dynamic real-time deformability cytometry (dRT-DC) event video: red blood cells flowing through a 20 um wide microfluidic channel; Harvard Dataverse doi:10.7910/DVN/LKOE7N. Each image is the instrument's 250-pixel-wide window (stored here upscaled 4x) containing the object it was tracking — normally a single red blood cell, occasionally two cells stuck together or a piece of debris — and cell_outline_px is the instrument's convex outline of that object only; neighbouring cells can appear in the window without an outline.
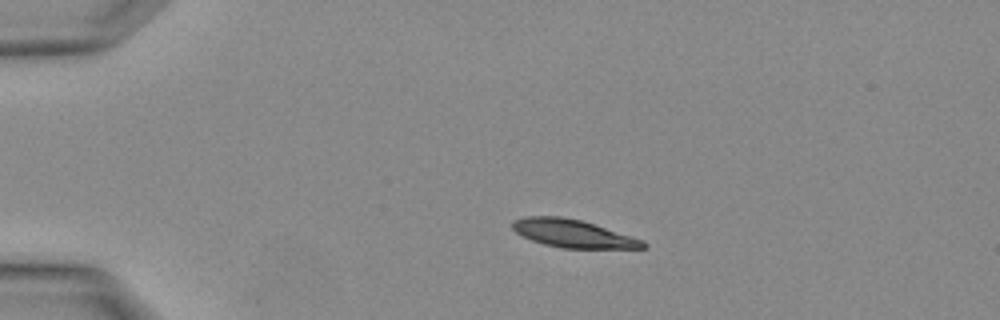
{"species": "Egyptian fruit bat (a non-hibernating species)", "species_latin": "Rousettus aegyptiacus", "temperature_condition": "warm", "stored_images_in_passage": 2, "camera_frame_rate_fps": 3000, "um_per_image_px": 0.085, "animal": {"sex": "female"}, "frame": {"image": 1, "passage_image": 1, "time_ms": 0.0, "image_size_px": [1000, 320], "cell_outline_px": [[648, 248], [564, 248], [544, 244], [532, 240], [516, 232], [512, 228], [512, 220], [524, 216], [560, 216], [580, 220], [644, 240], [648, 244]], "centroid_in_image_um": [48.7, 19.85], "position_along_channel_um": 36.3, "area_um2": 21.04}}